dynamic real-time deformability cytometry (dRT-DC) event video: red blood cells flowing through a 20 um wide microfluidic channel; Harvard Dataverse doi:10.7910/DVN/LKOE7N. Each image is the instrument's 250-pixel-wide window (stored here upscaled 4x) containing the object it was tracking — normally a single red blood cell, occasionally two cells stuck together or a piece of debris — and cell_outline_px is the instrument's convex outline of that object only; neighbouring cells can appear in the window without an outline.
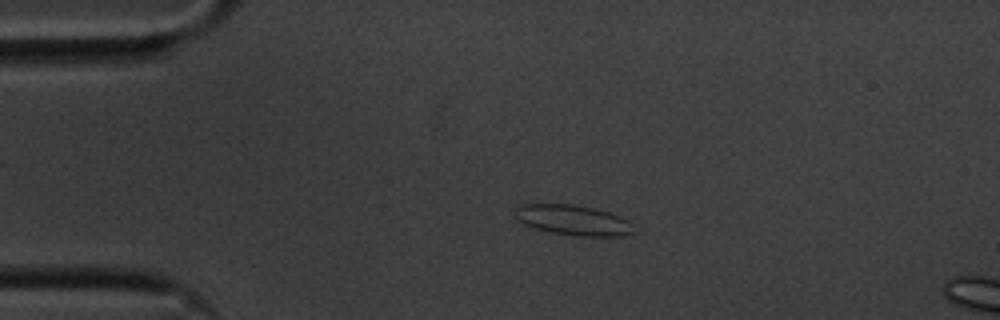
{"species": "common noctule bat (a hibernating species)", "species_latin": "Nyctalus noctula", "temperature_condition": "cold", "stored_images_in_passage": 15, "camera_frame_rate_fps": 3000, "um_per_image_px": 0.085, "animal": {"sex": "male", "body_mass_g": 20.1, "forearm_length_mm": 53.5}, "frame": {"image": 1, "passage_image": 11, "time_ms": 3.333, "image_size_px": [1000, 320], "cell_outline_px": [[632, 232], [624, 236], [576, 236], [548, 232], [524, 224], [516, 220], [516, 208], [520, 204], [572, 204], [596, 208], [620, 216], [628, 220]], "centroid_in_image_um": [48.68, 18.71], "position_along_channel_um": 36.3, "area_um2": 20.87}}